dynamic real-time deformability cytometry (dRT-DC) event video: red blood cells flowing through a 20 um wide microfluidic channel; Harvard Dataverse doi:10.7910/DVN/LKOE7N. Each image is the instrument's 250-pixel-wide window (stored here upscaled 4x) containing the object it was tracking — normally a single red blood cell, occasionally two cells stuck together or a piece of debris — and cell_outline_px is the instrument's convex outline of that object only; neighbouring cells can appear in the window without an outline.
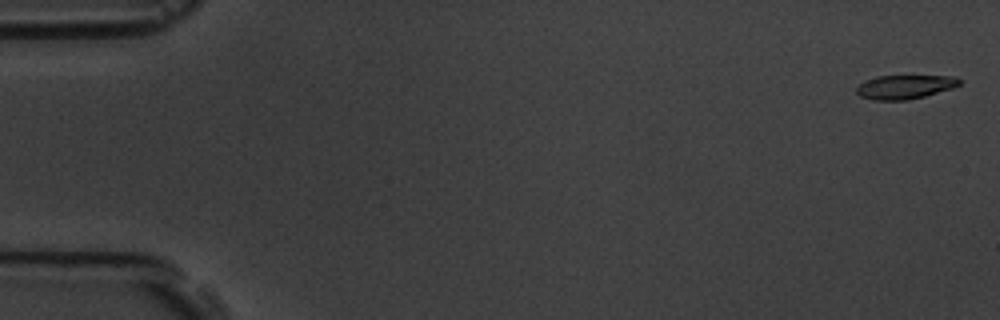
{"species": "common noctule bat (a hibernating species)", "species_latin": "Nyctalus noctula", "temperature_condition": "room temperature", "stored_images_in_passage": 9, "camera_frame_rate_fps": 3000, "um_per_image_px": 0.085, "animal": {"sex": "male", "body_mass_g": 19.5, "forearm_length_mm": 54.6}, "frame": {"image": 1, "passage_image": 1, "time_ms": 0.0, "image_size_px": [1000, 320], "cell_outline_px": [[960, 84], [952, 88], [924, 96], [908, 100], [872, 100], [860, 96], [856, 92], [856, 88], [864, 80], [876, 76], [956, 76], [960, 80]], "centroid_in_image_um": [76.88, 7.38], "position_along_channel_um": 8.1, "area_um2": 14.33}}
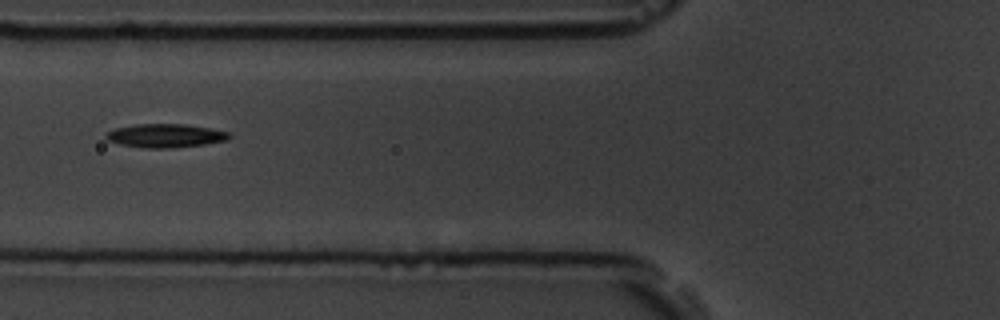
{"frame": {"image": 2, "passage_image": 7, "time_ms": 7.0, "image_size_px": [1000, 320], "cell_outline_px": [[232, 136], [228, 140], [204, 144], [164, 148], [144, 148], [120, 144], [108, 140], [104, 136], [108, 132], [116, 128], [136, 124], [184, 124], [232, 132]], "centroid_in_image_um": [14.09, 11.53], "position_along_channel_um": 111.7, "area_um2": 16.82}}
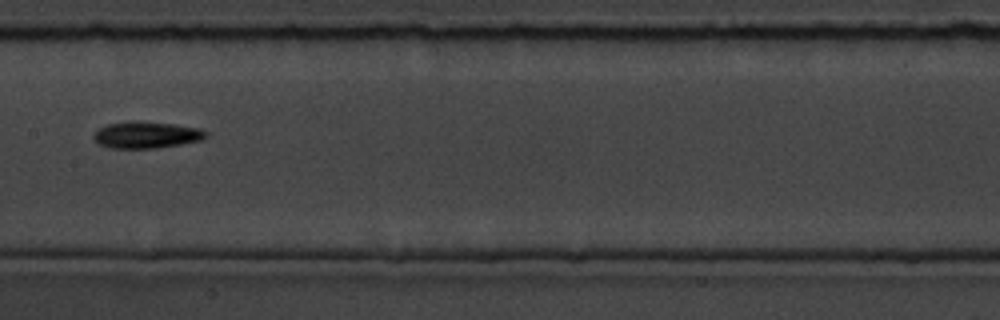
{"frame": {"image": 3, "passage_image": 9, "time_ms": 9.333, "image_size_px": [1000, 320], "cell_outline_px": [[208, 136], [200, 140], [180, 144], [156, 148], [108, 148], [100, 144], [92, 136], [100, 128], [108, 124], [136, 120], [172, 124], [200, 128], [208, 132]], "centroid_in_image_um": [12.46, 11.46], "position_along_channel_um": 194.9, "area_um2": 17.34}}